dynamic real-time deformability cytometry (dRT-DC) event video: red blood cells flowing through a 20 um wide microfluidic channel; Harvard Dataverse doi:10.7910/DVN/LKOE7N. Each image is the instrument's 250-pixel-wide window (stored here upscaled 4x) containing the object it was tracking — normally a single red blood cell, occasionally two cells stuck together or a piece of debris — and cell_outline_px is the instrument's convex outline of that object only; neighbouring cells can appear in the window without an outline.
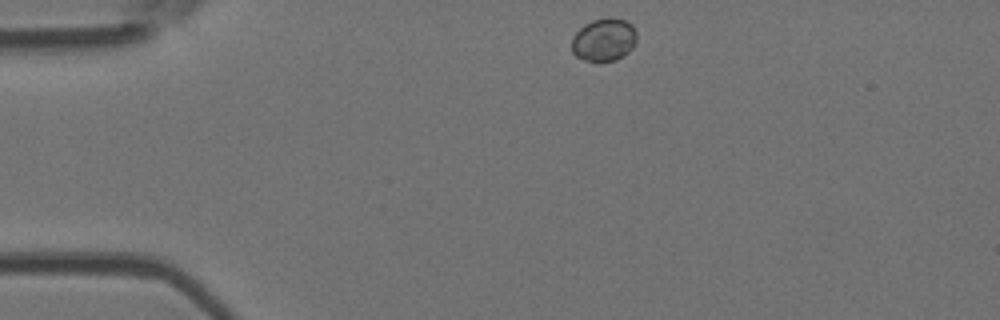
{"species": "Egyptian fruit bat (a non-hibernating species)", "species_latin": "Rousettus aegyptiacus", "temperature_condition": "room temperature", "stored_images_in_passage": 43, "camera_frame_rate_fps": 3000, "um_per_image_px": 0.085, "animal": {"sex": "female"}, "frame": {"image": 1, "passage_image": 1, "time_ms": 0.0, "image_size_px": [1000, 320], "cell_outline_px": [[636, 40], [632, 48], [624, 56], [616, 60], [584, 60], [576, 56], [572, 52], [572, 36], [584, 24], [592, 20], [624, 20], [632, 24], [636, 32]], "centroid_in_image_um": [51.32, 3.4], "position_along_channel_um": 33.7, "area_um2": 15.84}}
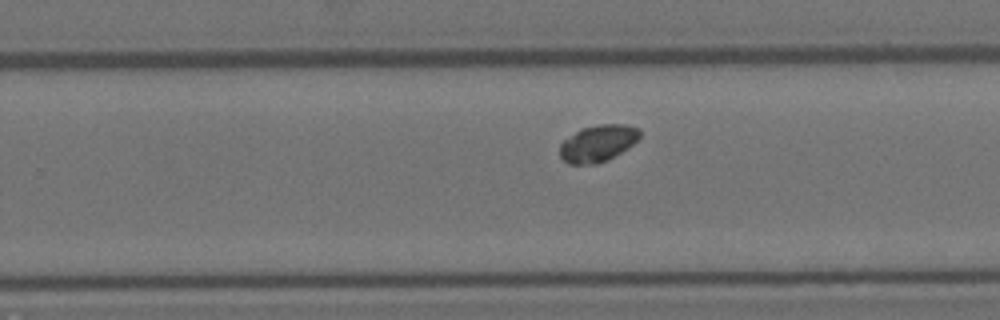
{"frame": {"image": 2, "passage_image": 24, "time_ms": 7.667, "image_size_px": [1000, 320], "cell_outline_px": [[640, 136], [632, 144], [620, 152], [596, 164], [568, 164], [560, 156], [560, 144], [564, 140], [580, 128], [600, 124], [624, 124], [640, 128]], "centroid_in_image_um": [50.79, 12.16], "position_along_channel_um": 279.0, "area_um2": 16.88}}
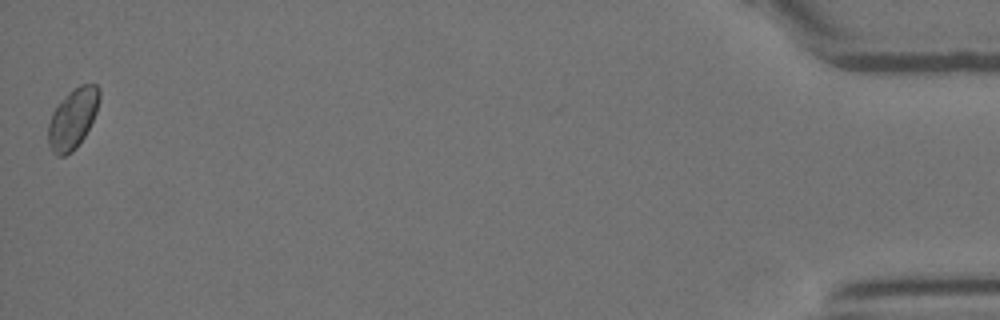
{"frame": {"image": 3, "passage_image": 43, "time_ms": 14.0, "image_size_px": [1000, 320], "cell_outline_px": [[100, 96], [96, 112], [84, 136], [76, 148], [72, 152], [64, 156], [56, 156], [52, 152], [48, 144], [48, 124], [52, 112], [68, 92], [72, 88], [80, 84], [96, 84], [100, 88]], "centroid_in_image_um": [6.17, 10.08], "position_along_channel_um": 429.0, "area_um2": 17.98}, "authors_computed_cell_mechanics": {"area_um2": 16.8776, "velocity_mm_per_s": 3.8301, "shape_relaxation_time_tau1_ms": null, "shape_relaxation_time_tau2_ms": 5.1391, "deformation_change_tau1": null, "deformation_change_tau2": 0.031}}